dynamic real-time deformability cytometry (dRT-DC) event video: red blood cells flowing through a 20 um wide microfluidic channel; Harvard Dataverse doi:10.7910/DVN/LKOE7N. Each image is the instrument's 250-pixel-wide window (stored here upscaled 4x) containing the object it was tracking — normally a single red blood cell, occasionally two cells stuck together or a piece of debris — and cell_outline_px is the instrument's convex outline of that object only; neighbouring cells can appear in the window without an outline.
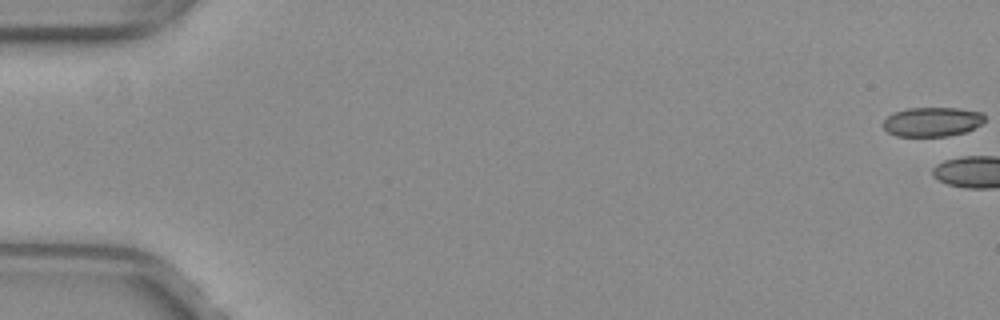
{"species": "common noctule bat (a hibernating species)", "species_latin": "Nyctalus noctula", "temperature_condition": "warm", "stored_images_in_passage": 4, "camera_frame_rate_fps": 3000, "um_per_image_px": 0.085, "animal": {"sex": "female", "body_mass_g": 29.2, "forearm_length_mm": 56.3}, "frame": {"image": 1, "passage_image": 1, "time_ms": 0.0, "image_size_px": [1000, 320], "cell_outline_px": [[984, 120], [980, 124], [964, 132], [948, 136], [896, 136], [888, 132], [884, 128], [884, 120], [888, 116], [896, 112], [908, 108], [956, 108], [984, 112]], "centroid_in_image_um": [79.24, 10.35], "position_along_channel_um": 5.8, "area_um2": 17.17}}